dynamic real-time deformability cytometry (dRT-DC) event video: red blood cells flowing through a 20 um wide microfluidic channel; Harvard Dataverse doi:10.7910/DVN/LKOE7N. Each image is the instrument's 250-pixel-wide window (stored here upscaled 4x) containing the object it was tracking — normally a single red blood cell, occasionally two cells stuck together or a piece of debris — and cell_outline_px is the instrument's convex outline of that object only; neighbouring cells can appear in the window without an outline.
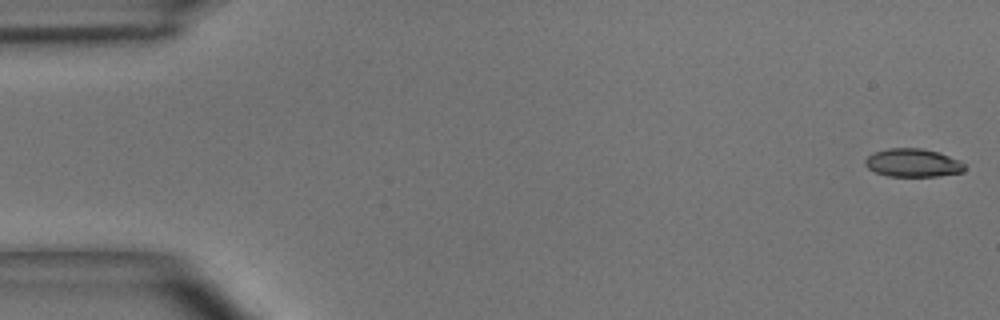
{"species": "common noctule bat (a hibernating species)", "species_latin": "Nyctalus noctula", "temperature_condition": "room temperature", "stored_images_in_passage": 15, "camera_frame_rate_fps": 3000, "um_per_image_px": 0.085, "animal": {"sex": "male", "body_mass_g": 15.6}, "frame": {"image": 1, "passage_image": 1, "time_ms": 0.0, "image_size_px": [1000, 320], "cell_outline_px": [[964, 172], [940, 176], [888, 176], [876, 172], [868, 168], [864, 164], [864, 160], [872, 152], [888, 148], [920, 148], [936, 152], [960, 160], [964, 164]], "centroid_in_image_um": [77.57, 13.84], "position_along_channel_um": 7.4, "area_um2": 16.36}}
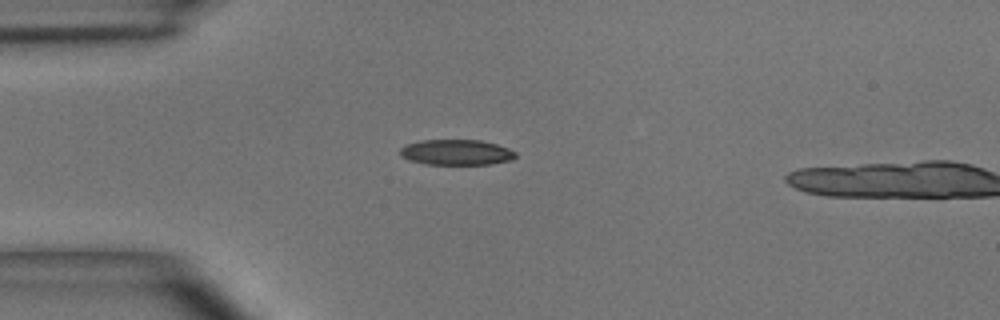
{"frame": {"image": 2, "passage_image": 13, "time_ms": 4.0, "image_size_px": [1000, 320], "cell_outline_px": [[516, 156], [512, 160], [488, 164], [428, 164], [408, 160], [400, 152], [400, 148], [408, 144], [424, 140], [480, 140], [496, 144], [508, 148], [516, 152]], "centroid_in_image_um": [38.83, 12.94], "position_along_channel_um": 46.2, "area_um2": 16.94}}